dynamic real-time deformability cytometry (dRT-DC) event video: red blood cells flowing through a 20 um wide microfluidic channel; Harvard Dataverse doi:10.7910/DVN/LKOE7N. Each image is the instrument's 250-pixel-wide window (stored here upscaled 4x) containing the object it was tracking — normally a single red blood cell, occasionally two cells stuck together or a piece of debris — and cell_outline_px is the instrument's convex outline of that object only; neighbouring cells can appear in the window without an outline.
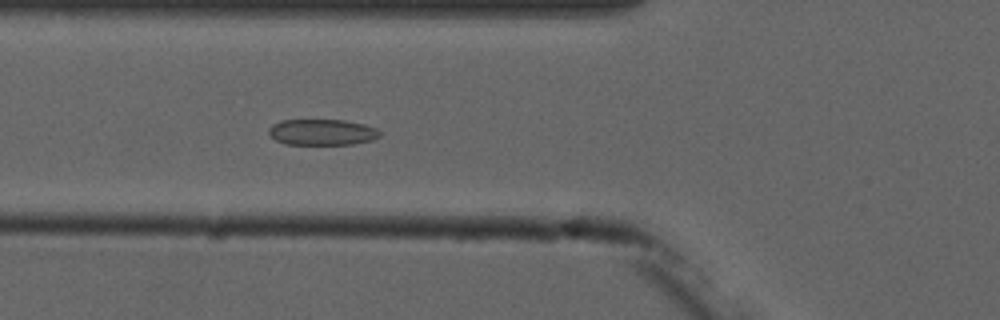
{"species": "common noctule bat (a hibernating species)", "species_latin": "Nyctalus noctula", "temperature_condition": "cold", "stored_images_in_passage": 4, "camera_frame_rate_fps": 3000, "um_per_image_px": 0.085, "animal": {"sex": "male", "forearm_length_mm": 52.5}, "frame": {"image": 1, "passage_image": 4, "time_ms": 4.0, "image_size_px": [1000, 320], "cell_outline_px": [[380, 136], [372, 140], [352, 144], [284, 144], [276, 140], [268, 132], [268, 128], [272, 124], [280, 120], [344, 120], [364, 124], [376, 128], [380, 132]], "centroid_in_image_um": [27.36, 11.23], "position_along_channel_um": 98.4, "area_um2": 16.82}}